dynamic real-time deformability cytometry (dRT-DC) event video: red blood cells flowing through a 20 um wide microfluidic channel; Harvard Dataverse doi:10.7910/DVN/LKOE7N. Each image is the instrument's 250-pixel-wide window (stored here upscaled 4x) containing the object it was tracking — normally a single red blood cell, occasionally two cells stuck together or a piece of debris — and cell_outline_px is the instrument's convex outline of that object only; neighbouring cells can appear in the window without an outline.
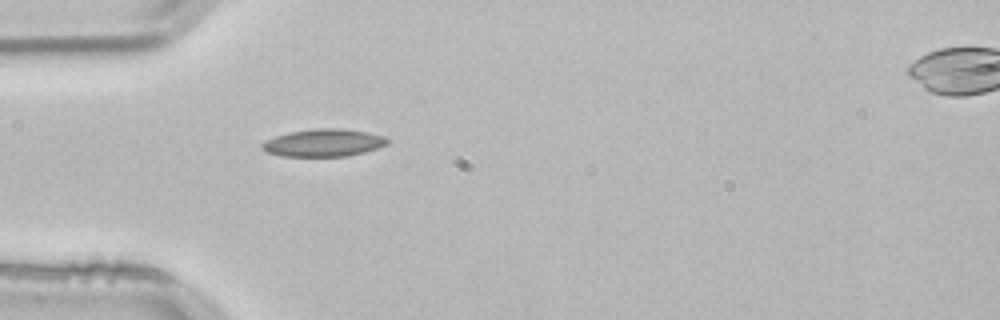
{"species": "common noctule bat (a hibernating species)", "species_latin": "Nyctalus noctula", "temperature_condition": "room temperature", "stored_images_in_passage": 27, "camera_frame_rate_fps": 3000, "um_per_image_px": 0.085, "animal": {"sex": "male", "body_mass_g": 21.5, "forearm_length_mm": 52.0}, "frame": {"image": 1, "passage_image": 1, "time_ms": 0.0, "image_size_px": [1000, 320], "cell_outline_px": [[388, 144], [364, 152], [348, 156], [280, 156], [268, 152], [260, 148], [260, 144], [276, 136], [288, 132], [316, 128], [344, 128], [384, 136], [388, 140]], "centroid_in_image_um": [27.48, 12.13], "position_along_channel_um": 57.5, "area_um2": 20.0}}
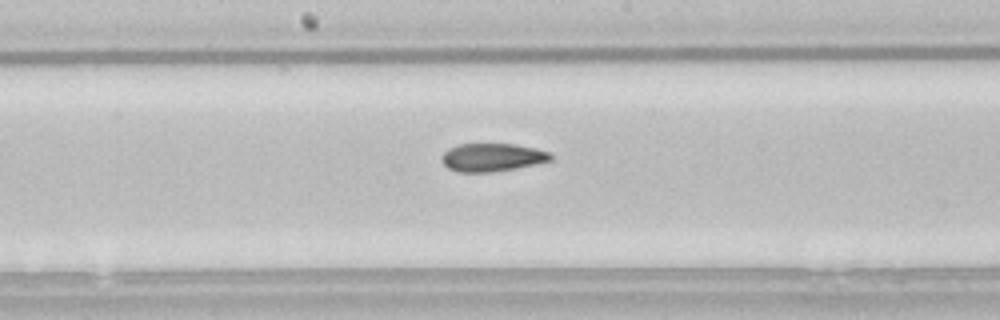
{"frame": {"image": 2, "passage_image": 13, "time_ms": 4.0, "image_size_px": [1000, 320], "cell_outline_px": [[552, 160], [536, 164], [516, 168], [492, 172], [460, 172], [448, 168], [444, 164], [440, 156], [448, 148], [456, 144], [516, 144], [536, 148], [548, 152], [552, 156]], "centroid_in_image_um": [41.82, 13.37], "position_along_channel_um": 206.4, "area_um2": 17.92}}
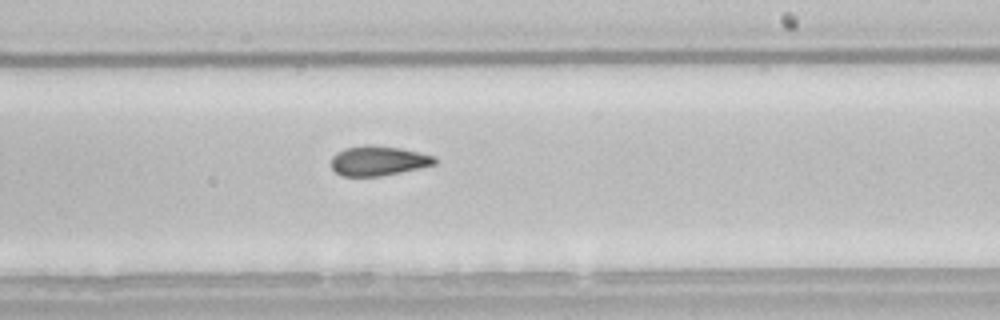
{"frame": {"image": 3, "passage_image": 17, "time_ms": 5.333, "image_size_px": [1000, 320], "cell_outline_px": [[436, 164], [420, 168], [380, 176], [344, 176], [336, 172], [332, 168], [332, 156], [336, 152], [344, 148], [364, 144], [372, 144], [400, 148], [420, 152], [436, 156]], "centroid_in_image_um": [32.16, 13.65], "position_along_channel_um": 256.8, "area_um2": 18.09}, "authors_computed_cell_mechanics": {"area_um2": 18.3804, "velocity_mm_per_s": 3.8047, "shape_relaxation_time_tau1_ms": null, "shape_relaxation_time_tau2_ms": 5.1471, "deformation_change_tau1": null, "deformation_change_tau2": 0.1193}}